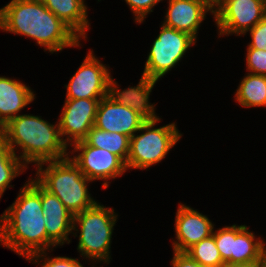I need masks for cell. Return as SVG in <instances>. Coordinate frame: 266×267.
<instances>
[{
  "label": "cell",
  "mask_w": 266,
  "mask_h": 267,
  "mask_svg": "<svg viewBox=\"0 0 266 267\" xmlns=\"http://www.w3.org/2000/svg\"><path fill=\"white\" fill-rule=\"evenodd\" d=\"M74 149L69 152L70 159L82 171V174L90 181L103 180L102 188L109 186V181L122 176L126 170V164L115 154L88 145L84 140L71 145Z\"/></svg>",
  "instance_id": "8"
},
{
  "label": "cell",
  "mask_w": 266,
  "mask_h": 267,
  "mask_svg": "<svg viewBox=\"0 0 266 267\" xmlns=\"http://www.w3.org/2000/svg\"><path fill=\"white\" fill-rule=\"evenodd\" d=\"M41 205L47 233V251L70 243L73 234L74 215L64 206L56 195L41 186ZM53 248V249H52Z\"/></svg>",
  "instance_id": "13"
},
{
  "label": "cell",
  "mask_w": 266,
  "mask_h": 267,
  "mask_svg": "<svg viewBox=\"0 0 266 267\" xmlns=\"http://www.w3.org/2000/svg\"><path fill=\"white\" fill-rule=\"evenodd\" d=\"M14 203L0 216V246L28 260L47 251V233L41 205V185L29 178Z\"/></svg>",
  "instance_id": "1"
},
{
  "label": "cell",
  "mask_w": 266,
  "mask_h": 267,
  "mask_svg": "<svg viewBox=\"0 0 266 267\" xmlns=\"http://www.w3.org/2000/svg\"><path fill=\"white\" fill-rule=\"evenodd\" d=\"M175 236L172 249L176 252H186L190 247L213 234L214 224L208 216L196 209L179 203L175 215Z\"/></svg>",
  "instance_id": "12"
},
{
  "label": "cell",
  "mask_w": 266,
  "mask_h": 267,
  "mask_svg": "<svg viewBox=\"0 0 266 267\" xmlns=\"http://www.w3.org/2000/svg\"><path fill=\"white\" fill-rule=\"evenodd\" d=\"M56 122L53 125L41 116L20 114L3 126V141L27 167L30 163L64 159L70 155ZM17 148L21 149L19 155Z\"/></svg>",
  "instance_id": "3"
},
{
  "label": "cell",
  "mask_w": 266,
  "mask_h": 267,
  "mask_svg": "<svg viewBox=\"0 0 266 267\" xmlns=\"http://www.w3.org/2000/svg\"><path fill=\"white\" fill-rule=\"evenodd\" d=\"M246 69L248 73L266 76V51L246 49Z\"/></svg>",
  "instance_id": "26"
},
{
  "label": "cell",
  "mask_w": 266,
  "mask_h": 267,
  "mask_svg": "<svg viewBox=\"0 0 266 267\" xmlns=\"http://www.w3.org/2000/svg\"><path fill=\"white\" fill-rule=\"evenodd\" d=\"M161 119L146 121L130 138L127 170L147 169L161 162L181 138L176 123L154 128ZM142 132V133H141Z\"/></svg>",
  "instance_id": "6"
},
{
  "label": "cell",
  "mask_w": 266,
  "mask_h": 267,
  "mask_svg": "<svg viewBox=\"0 0 266 267\" xmlns=\"http://www.w3.org/2000/svg\"><path fill=\"white\" fill-rule=\"evenodd\" d=\"M157 81L142 74L137 86L121 90L118 83L110 76L107 96L121 105L128 106L145 121H155L161 118L157 116L155 104L149 102V97Z\"/></svg>",
  "instance_id": "15"
},
{
  "label": "cell",
  "mask_w": 266,
  "mask_h": 267,
  "mask_svg": "<svg viewBox=\"0 0 266 267\" xmlns=\"http://www.w3.org/2000/svg\"><path fill=\"white\" fill-rule=\"evenodd\" d=\"M32 1L41 2V3H45L46 2V0H32Z\"/></svg>",
  "instance_id": "33"
},
{
  "label": "cell",
  "mask_w": 266,
  "mask_h": 267,
  "mask_svg": "<svg viewBox=\"0 0 266 267\" xmlns=\"http://www.w3.org/2000/svg\"><path fill=\"white\" fill-rule=\"evenodd\" d=\"M25 83L5 76H0V124L6 125L20 111L32 103L35 93Z\"/></svg>",
  "instance_id": "17"
},
{
  "label": "cell",
  "mask_w": 266,
  "mask_h": 267,
  "mask_svg": "<svg viewBox=\"0 0 266 267\" xmlns=\"http://www.w3.org/2000/svg\"><path fill=\"white\" fill-rule=\"evenodd\" d=\"M231 263L266 264V246L246 225L234 224V247Z\"/></svg>",
  "instance_id": "18"
},
{
  "label": "cell",
  "mask_w": 266,
  "mask_h": 267,
  "mask_svg": "<svg viewBox=\"0 0 266 267\" xmlns=\"http://www.w3.org/2000/svg\"><path fill=\"white\" fill-rule=\"evenodd\" d=\"M247 32H250V37L252 39L247 49L266 51V16Z\"/></svg>",
  "instance_id": "28"
},
{
  "label": "cell",
  "mask_w": 266,
  "mask_h": 267,
  "mask_svg": "<svg viewBox=\"0 0 266 267\" xmlns=\"http://www.w3.org/2000/svg\"><path fill=\"white\" fill-rule=\"evenodd\" d=\"M185 253L203 267H221L224 264L213 235L202 239Z\"/></svg>",
  "instance_id": "23"
},
{
  "label": "cell",
  "mask_w": 266,
  "mask_h": 267,
  "mask_svg": "<svg viewBox=\"0 0 266 267\" xmlns=\"http://www.w3.org/2000/svg\"><path fill=\"white\" fill-rule=\"evenodd\" d=\"M216 247L220 252L222 261L231 262V254L234 247V224L213 231Z\"/></svg>",
  "instance_id": "24"
},
{
  "label": "cell",
  "mask_w": 266,
  "mask_h": 267,
  "mask_svg": "<svg viewBox=\"0 0 266 267\" xmlns=\"http://www.w3.org/2000/svg\"><path fill=\"white\" fill-rule=\"evenodd\" d=\"M45 164L47 166L43 168ZM35 166L37 168L35 180L44 189L56 195L73 215L92 207L97 202L88 191V184L92 181L82 174L69 156Z\"/></svg>",
  "instance_id": "4"
},
{
  "label": "cell",
  "mask_w": 266,
  "mask_h": 267,
  "mask_svg": "<svg viewBox=\"0 0 266 267\" xmlns=\"http://www.w3.org/2000/svg\"><path fill=\"white\" fill-rule=\"evenodd\" d=\"M145 122L134 110L106 96L99 102L94 126L131 138Z\"/></svg>",
  "instance_id": "14"
},
{
  "label": "cell",
  "mask_w": 266,
  "mask_h": 267,
  "mask_svg": "<svg viewBox=\"0 0 266 267\" xmlns=\"http://www.w3.org/2000/svg\"><path fill=\"white\" fill-rule=\"evenodd\" d=\"M47 251H43L31 256L28 261H33L34 264H40L42 261V267H84L80 263L79 259L69 258L66 256H57V257H46Z\"/></svg>",
  "instance_id": "25"
},
{
  "label": "cell",
  "mask_w": 266,
  "mask_h": 267,
  "mask_svg": "<svg viewBox=\"0 0 266 267\" xmlns=\"http://www.w3.org/2000/svg\"><path fill=\"white\" fill-rule=\"evenodd\" d=\"M266 16V0H222L221 9L214 15L218 35H246Z\"/></svg>",
  "instance_id": "9"
},
{
  "label": "cell",
  "mask_w": 266,
  "mask_h": 267,
  "mask_svg": "<svg viewBox=\"0 0 266 267\" xmlns=\"http://www.w3.org/2000/svg\"><path fill=\"white\" fill-rule=\"evenodd\" d=\"M84 141L90 146L103 148L117 155L125 164L127 163L130 137L116 132L104 131L93 126Z\"/></svg>",
  "instance_id": "21"
},
{
  "label": "cell",
  "mask_w": 266,
  "mask_h": 267,
  "mask_svg": "<svg viewBox=\"0 0 266 267\" xmlns=\"http://www.w3.org/2000/svg\"><path fill=\"white\" fill-rule=\"evenodd\" d=\"M44 5L80 38L86 40L90 22L85 0H46Z\"/></svg>",
  "instance_id": "19"
},
{
  "label": "cell",
  "mask_w": 266,
  "mask_h": 267,
  "mask_svg": "<svg viewBox=\"0 0 266 267\" xmlns=\"http://www.w3.org/2000/svg\"><path fill=\"white\" fill-rule=\"evenodd\" d=\"M215 15L222 7V0H196Z\"/></svg>",
  "instance_id": "30"
},
{
  "label": "cell",
  "mask_w": 266,
  "mask_h": 267,
  "mask_svg": "<svg viewBox=\"0 0 266 267\" xmlns=\"http://www.w3.org/2000/svg\"><path fill=\"white\" fill-rule=\"evenodd\" d=\"M90 50L65 88V99H102L108 95L109 67Z\"/></svg>",
  "instance_id": "10"
},
{
  "label": "cell",
  "mask_w": 266,
  "mask_h": 267,
  "mask_svg": "<svg viewBox=\"0 0 266 267\" xmlns=\"http://www.w3.org/2000/svg\"><path fill=\"white\" fill-rule=\"evenodd\" d=\"M235 101L244 108L266 107V76L245 75L236 90Z\"/></svg>",
  "instance_id": "20"
},
{
  "label": "cell",
  "mask_w": 266,
  "mask_h": 267,
  "mask_svg": "<svg viewBox=\"0 0 266 267\" xmlns=\"http://www.w3.org/2000/svg\"><path fill=\"white\" fill-rule=\"evenodd\" d=\"M101 99H65L58 118L60 134L67 146L84 140L95 124ZM64 137H66L64 139Z\"/></svg>",
  "instance_id": "11"
},
{
  "label": "cell",
  "mask_w": 266,
  "mask_h": 267,
  "mask_svg": "<svg viewBox=\"0 0 266 267\" xmlns=\"http://www.w3.org/2000/svg\"><path fill=\"white\" fill-rule=\"evenodd\" d=\"M3 141V126L0 124V143Z\"/></svg>",
  "instance_id": "32"
},
{
  "label": "cell",
  "mask_w": 266,
  "mask_h": 267,
  "mask_svg": "<svg viewBox=\"0 0 266 267\" xmlns=\"http://www.w3.org/2000/svg\"><path fill=\"white\" fill-rule=\"evenodd\" d=\"M196 39L188 33L161 25L160 33L151 45L143 75L159 80L182 60Z\"/></svg>",
  "instance_id": "7"
},
{
  "label": "cell",
  "mask_w": 266,
  "mask_h": 267,
  "mask_svg": "<svg viewBox=\"0 0 266 267\" xmlns=\"http://www.w3.org/2000/svg\"><path fill=\"white\" fill-rule=\"evenodd\" d=\"M163 0H125L135 16V22L141 24L148 14L153 12L155 7Z\"/></svg>",
  "instance_id": "27"
},
{
  "label": "cell",
  "mask_w": 266,
  "mask_h": 267,
  "mask_svg": "<svg viewBox=\"0 0 266 267\" xmlns=\"http://www.w3.org/2000/svg\"><path fill=\"white\" fill-rule=\"evenodd\" d=\"M117 219L118 214L113 208H107L99 202L74 215L73 231L77 232H73V235L77 237L80 231L77 250L83 258L96 264L101 261L110 263L111 238Z\"/></svg>",
  "instance_id": "5"
},
{
  "label": "cell",
  "mask_w": 266,
  "mask_h": 267,
  "mask_svg": "<svg viewBox=\"0 0 266 267\" xmlns=\"http://www.w3.org/2000/svg\"><path fill=\"white\" fill-rule=\"evenodd\" d=\"M172 267H203L185 252L173 251Z\"/></svg>",
  "instance_id": "29"
},
{
  "label": "cell",
  "mask_w": 266,
  "mask_h": 267,
  "mask_svg": "<svg viewBox=\"0 0 266 267\" xmlns=\"http://www.w3.org/2000/svg\"><path fill=\"white\" fill-rule=\"evenodd\" d=\"M163 25L188 33L197 40V33L206 14L210 13L196 0H168Z\"/></svg>",
  "instance_id": "16"
},
{
  "label": "cell",
  "mask_w": 266,
  "mask_h": 267,
  "mask_svg": "<svg viewBox=\"0 0 266 267\" xmlns=\"http://www.w3.org/2000/svg\"><path fill=\"white\" fill-rule=\"evenodd\" d=\"M0 29L31 38L51 54L67 47H80L82 40L44 3L32 0H11L0 8Z\"/></svg>",
  "instance_id": "2"
},
{
  "label": "cell",
  "mask_w": 266,
  "mask_h": 267,
  "mask_svg": "<svg viewBox=\"0 0 266 267\" xmlns=\"http://www.w3.org/2000/svg\"><path fill=\"white\" fill-rule=\"evenodd\" d=\"M266 264H243L225 262L221 267H264Z\"/></svg>",
  "instance_id": "31"
},
{
  "label": "cell",
  "mask_w": 266,
  "mask_h": 267,
  "mask_svg": "<svg viewBox=\"0 0 266 267\" xmlns=\"http://www.w3.org/2000/svg\"><path fill=\"white\" fill-rule=\"evenodd\" d=\"M28 167L12 152L7 144L0 143V199L7 188L13 187L11 181Z\"/></svg>",
  "instance_id": "22"
}]
</instances>
